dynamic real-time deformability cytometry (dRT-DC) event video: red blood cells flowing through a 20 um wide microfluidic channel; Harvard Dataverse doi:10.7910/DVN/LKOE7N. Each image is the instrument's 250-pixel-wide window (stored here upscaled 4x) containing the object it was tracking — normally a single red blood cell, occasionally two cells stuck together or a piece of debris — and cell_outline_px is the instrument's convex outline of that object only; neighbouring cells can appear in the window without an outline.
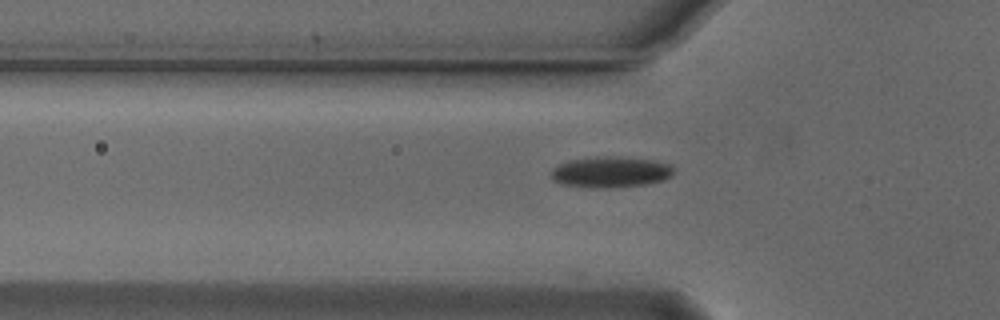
{"species": "Egyptian fruit bat (a non-hibernating species)", "species_latin": "Rousettus aegyptiacus", "temperature_condition": "cold", "stored_images_in_passage": 38, "camera_frame_rate_fps": 3000, "um_per_image_px": 0.085, "animal": {"sex": "male"}, "frame": {"image": 1, "passage_image": 8, "time_ms": 2.333, "image_size_px": [1000, 320], "cell_outline_px": [[672, 172], [664, 180], [644, 184], [616, 188], [592, 188], [564, 184], [556, 180], [552, 176], [552, 168], [568, 160], [596, 156], [612, 156], [656, 160], [668, 164], [672, 168]], "centroid_in_image_um": [51.89, 14.61], "position_along_channel_um": 73.9, "area_um2": 21.96}}
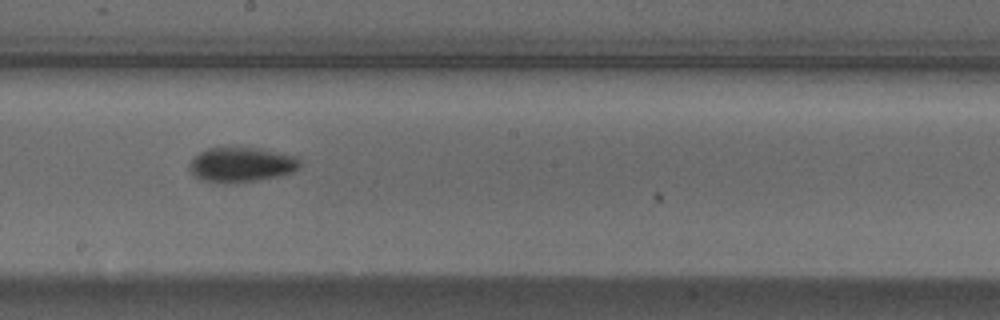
{"frame": {"image": 2, "passage_image": 20, "time_ms": 6.333, "image_size_px": [1000, 320], "cell_outline_px": [[300, 168], [292, 172], [276, 176], [256, 180], [200, 180], [188, 168], [188, 164], [200, 152], [208, 148], [260, 148], [296, 156], [300, 160]], "centroid_in_image_um": [20.55, 13.95], "position_along_channel_um": 227.6, "area_um2": 21.5}}
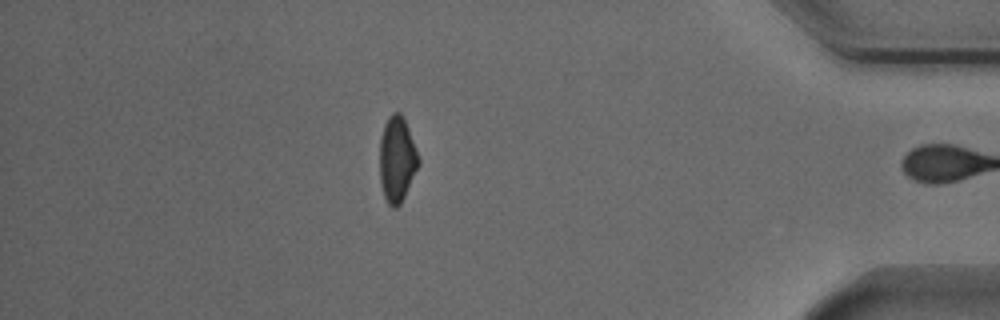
{"frame": {"image": 3, "passage_image": 37, "time_ms": 12.0, "image_size_px": [1000, 320], "cell_outline_px": [[420, 164], [400, 204], [396, 208], [392, 208], [388, 204], [384, 196], [380, 184], [380, 136], [384, 124], [388, 116], [392, 112], [400, 112], [404, 116], [420, 160]], "centroid_in_image_um": [33.74, 13.52], "position_along_channel_um": 401.5, "area_um2": 19.54}, "authors_computed_cell_mechanics": {"area_um2": 20.7791, "velocity_mm_per_s": 3.8434, "shape_relaxation_time_tau1_ms": 4.699, "shape_relaxation_time_tau2_ms": 6.8586, "deformation_change_tau1": 0.1006, "deformation_change_tau2": 0.1198}}